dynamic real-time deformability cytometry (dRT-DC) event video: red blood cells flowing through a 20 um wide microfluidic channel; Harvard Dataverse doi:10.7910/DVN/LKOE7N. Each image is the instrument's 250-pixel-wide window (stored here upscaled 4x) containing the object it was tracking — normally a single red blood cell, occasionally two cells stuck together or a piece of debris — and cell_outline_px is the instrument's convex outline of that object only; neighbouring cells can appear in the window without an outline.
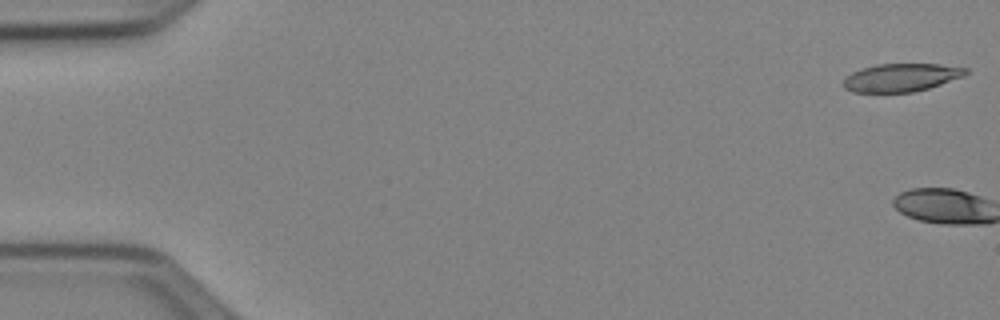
{"species": "Egyptian fruit bat (a non-hibernating species)", "species_latin": "Rousettus aegyptiacus", "temperature_condition": "cold", "stored_images_in_passage": 3, "camera_frame_rate_fps": 3000, "um_per_image_px": 0.085, "animal": {"sex": "female"}, "frame": {"image": 1, "passage_image": 1, "time_ms": 0.0, "image_size_px": [1000, 320], "cell_outline_px": [[968, 72], [964, 76], [928, 88], [912, 92], [852, 92], [844, 88], [840, 84], [852, 72], [860, 68], [876, 64], [940, 64], [968, 68]], "centroid_in_image_um": [76.57, 6.58], "position_along_channel_um": 8.4, "area_um2": 20.06}}